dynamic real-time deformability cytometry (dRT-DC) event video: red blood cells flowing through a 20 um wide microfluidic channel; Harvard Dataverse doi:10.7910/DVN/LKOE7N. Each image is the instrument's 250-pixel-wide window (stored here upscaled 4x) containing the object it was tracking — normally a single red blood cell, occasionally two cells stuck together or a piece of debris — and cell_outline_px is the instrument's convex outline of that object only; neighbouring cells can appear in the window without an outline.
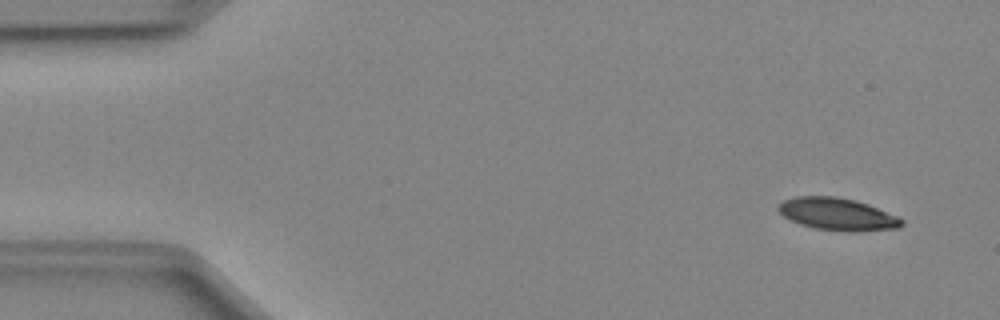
{"species": "Egyptian fruit bat (a non-hibernating species)", "species_latin": "Rousettus aegyptiacus", "temperature_condition": "cold", "stored_images_in_passage": 49, "segment_of_instrument_passage": [1, 2], "camera_frame_rate_fps": 3000, "um_per_image_px": 0.085, "animal": {"sex": "female"}, "frame": {"image": 1, "passage_image": 1, "time_ms": 0.0, "image_size_px": [1000, 320], "cell_outline_px": [[904, 224], [900, 228], [852, 232], [848, 232], [812, 228], [800, 224], [784, 216], [776, 208], [784, 200], [796, 196], [836, 196], [856, 200], [868, 204], [896, 216], [904, 220]], "centroid_in_image_um": [71.2, 18.21], "position_along_channel_um": 13.8, "area_um2": 23.29}}
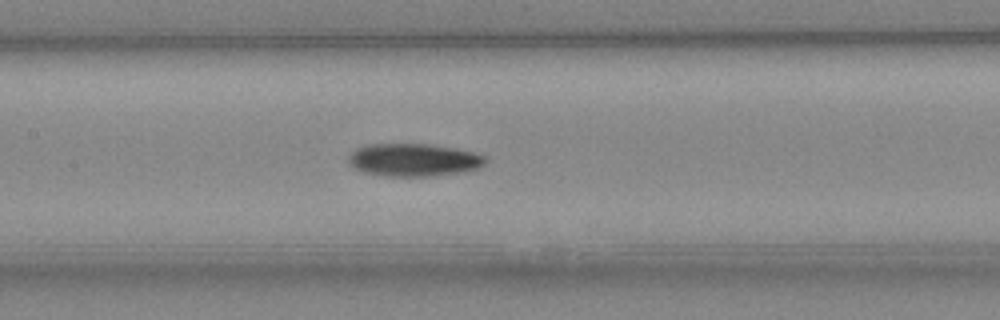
{"frame": {"image": 2, "passage_image": 21, "time_ms": 6.667, "image_size_px": [1000, 320], "cell_outline_px": [[488, 160], [484, 164], [476, 168], [460, 172], [428, 176], [384, 176], [364, 172], [352, 168], [348, 164], [348, 156], [356, 148], [368, 144], [432, 144], [456, 148], [476, 152], [488, 156]], "centroid_in_image_um": [35.16, 13.58], "position_along_channel_um": 172.2, "area_um2": 26.41}}
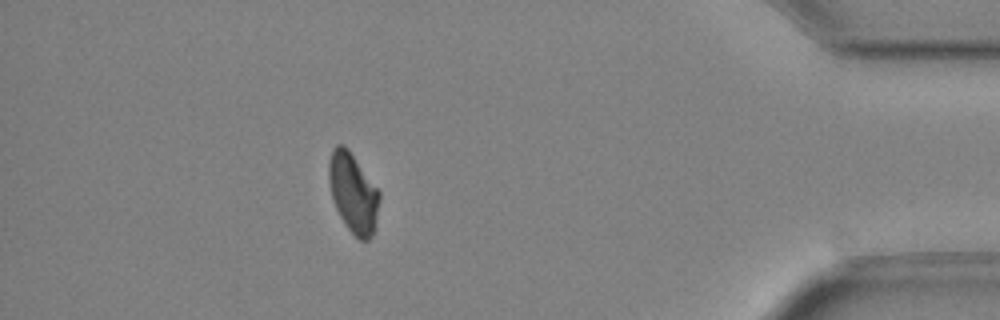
{"frame": {"image": 3, "passage_image": 42, "time_ms": 13.667, "image_size_px": [1000, 320], "cell_outline_px": [[380, 200], [376, 220], [372, 236], [368, 240], [360, 240], [344, 224], [336, 208], [332, 196], [328, 180], [328, 164], [332, 148], [336, 144], [344, 144], [348, 148], [380, 192]], "centroid_in_image_um": [30.0, 16.37], "position_along_channel_um": 405.2, "area_um2": 23.41}}